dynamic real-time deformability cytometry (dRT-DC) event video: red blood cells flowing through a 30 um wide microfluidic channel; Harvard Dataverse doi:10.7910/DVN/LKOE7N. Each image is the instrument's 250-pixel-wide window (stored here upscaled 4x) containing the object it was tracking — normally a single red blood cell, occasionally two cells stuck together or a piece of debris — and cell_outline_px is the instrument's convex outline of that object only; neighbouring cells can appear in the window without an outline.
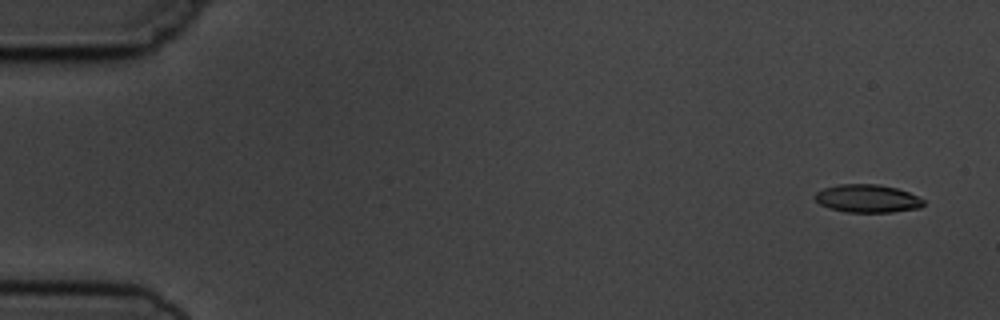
{"species": "common noctule bat (a hibernating species)", "species_latin": "Nyctalus noctula", "temperature_condition": "cold", "stored_images_in_passage": 8, "camera_frame_rate_fps": 3000, "um_per_image_px": 0.085, "animal": {"sex": "male", "body_mass_g": 19.5, "forearm_length_mm": 54.6}, "frame": {"image": 1, "passage_image": 1, "time_ms": 0.0, "image_size_px": [1000, 320], "cell_outline_px": [[924, 204], [920, 208], [892, 212], [844, 212], [828, 208], [820, 204], [816, 200], [816, 192], [824, 188], [836, 184], [880, 184], [896, 188], [908, 192], [924, 200]], "centroid_in_image_um": [73.72, 16.87], "position_along_channel_um": 11.3, "area_um2": 17.74}}
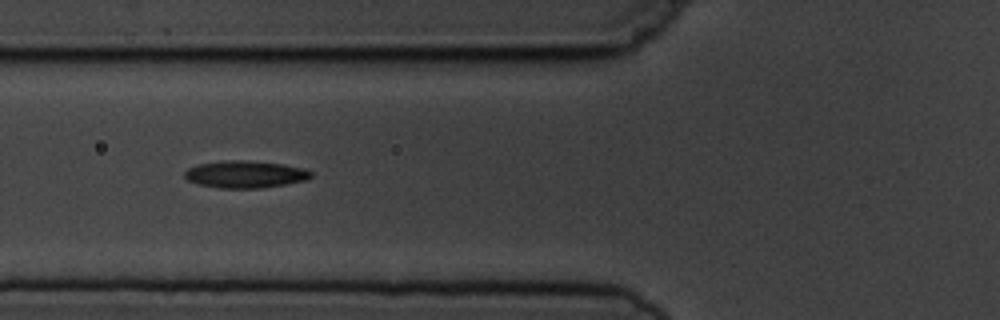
{"frame": {"image": 2, "passage_image": 6, "time_ms": 6.0, "image_size_px": [1000, 320], "cell_outline_px": [[312, 176], [308, 180], [260, 188], [220, 188], [196, 184], [188, 180], [184, 176], [184, 172], [188, 168], [196, 164], [224, 160], [248, 160], [284, 164], [304, 168], [312, 172]], "centroid_in_image_um": [20.83, 14.81], "position_along_channel_um": 105.0, "area_um2": 20.23}}
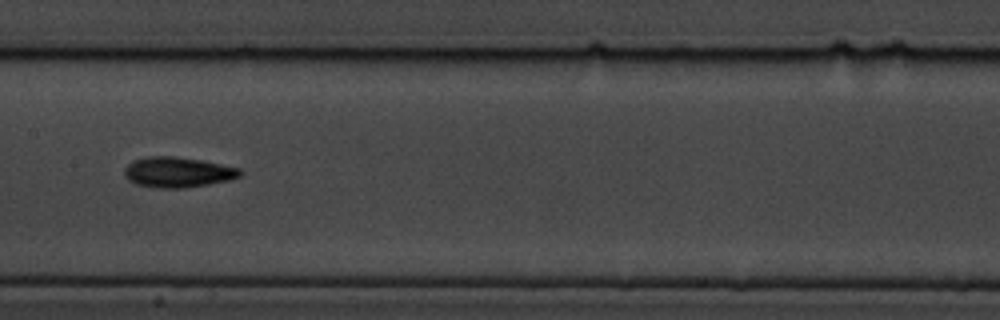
{"frame": {"image": 3, "passage_image": 8, "time_ms": 8.333, "image_size_px": [1000, 320], "cell_outline_px": [[244, 172], [240, 176], [228, 180], [208, 184], [184, 188], [160, 188], [136, 184], [128, 180], [124, 176], [124, 168], [132, 160], [148, 156], [176, 156], [200, 160], [240, 168]], "centroid_in_image_um": [15.08, 14.63], "position_along_channel_um": 192.3, "area_um2": 20.52}}